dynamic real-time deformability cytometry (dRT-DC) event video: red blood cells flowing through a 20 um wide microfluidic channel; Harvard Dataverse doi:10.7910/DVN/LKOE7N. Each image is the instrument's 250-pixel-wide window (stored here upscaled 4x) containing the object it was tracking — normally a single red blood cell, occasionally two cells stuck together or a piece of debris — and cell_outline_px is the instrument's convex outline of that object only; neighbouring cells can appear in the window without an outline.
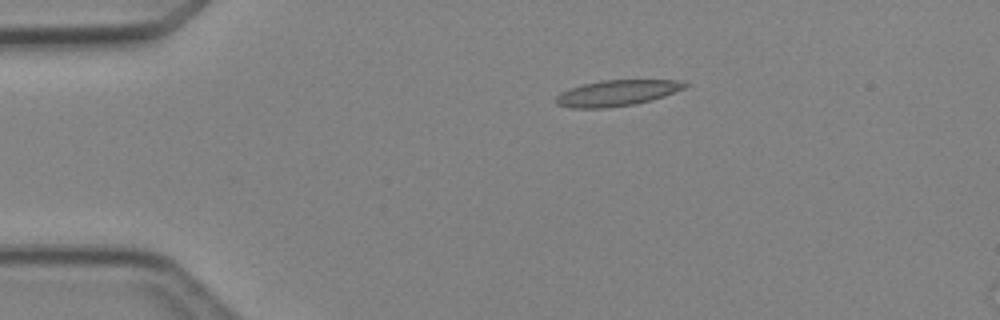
{"species": "Egyptian fruit bat (a non-hibernating species)", "species_latin": "Rousettus aegyptiacus", "temperature_condition": "cold", "stored_images_in_passage": 4, "camera_frame_rate_fps": 3000, "um_per_image_px": 0.085, "animal": {"sex": "female"}, "frame": {"image": 1, "passage_image": 3, "time_ms": 2.667, "image_size_px": [1000, 320], "cell_outline_px": [[688, 84], [684, 88], [664, 96], [652, 100], [636, 104], [604, 108], [572, 108], [556, 104], [556, 96], [560, 92], [568, 88], [584, 84], [604, 80], [676, 80]], "centroid_in_image_um": [52.4, 7.91], "position_along_channel_um": 32.6, "area_um2": 19.36}}